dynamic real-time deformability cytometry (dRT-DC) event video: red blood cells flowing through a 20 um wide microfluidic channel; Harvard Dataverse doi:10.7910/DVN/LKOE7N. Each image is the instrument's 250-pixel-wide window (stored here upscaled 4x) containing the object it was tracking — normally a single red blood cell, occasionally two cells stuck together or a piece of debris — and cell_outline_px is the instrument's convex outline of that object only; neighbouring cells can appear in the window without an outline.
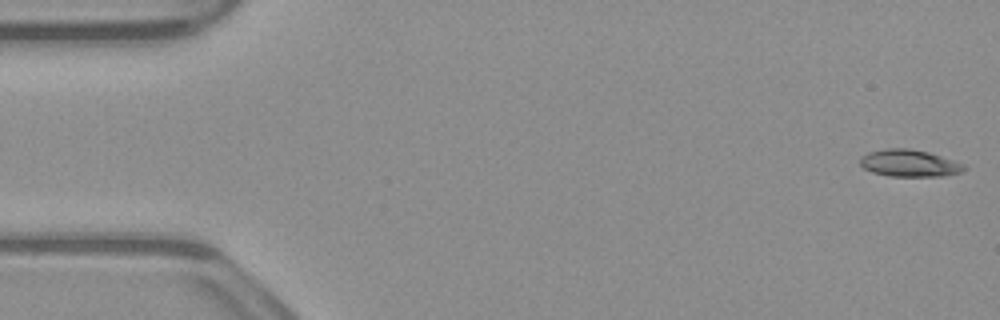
{"species": "common noctule bat (a hibernating species)", "species_latin": "Nyctalus noctula", "temperature_condition": "warm", "stored_images_in_passage": 52, "camera_frame_rate_fps": 3000, "um_per_image_px": 0.085, "animal": {"sex": "male", "body_mass_g": 23.1, "forearm_length_mm": 52.7}, "frame": {"image": 1, "passage_image": 1, "time_ms": 0.0, "image_size_px": [1000, 320], "cell_outline_px": [[968, 168], [964, 172], [944, 176], [888, 176], [872, 172], [864, 168], [860, 164], [860, 156], [868, 152], [884, 148], [912, 148], [928, 152], [964, 164]], "centroid_in_image_um": [77.3, 13.87], "position_along_channel_um": 7.7, "area_um2": 16.59}}
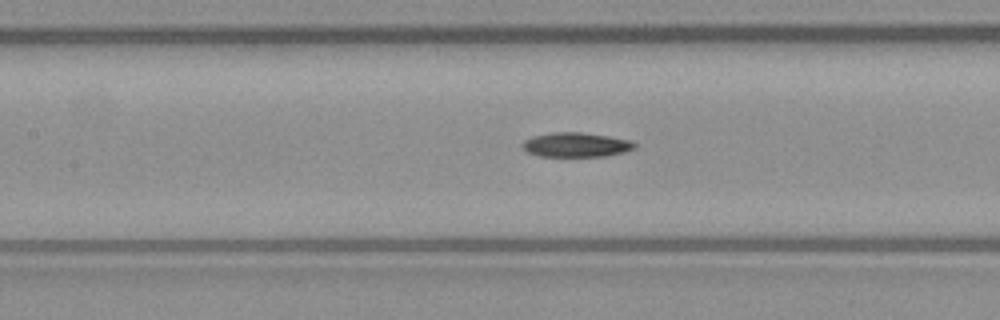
{"frame": {"image": 2, "passage_image": 23, "time_ms": 7.333, "image_size_px": [1000, 320], "cell_outline_px": [[636, 148], [624, 152], [604, 156], [540, 156], [528, 152], [520, 144], [524, 140], [532, 136], [552, 132], [580, 132], [608, 136], [632, 140], [636, 144]], "centroid_in_image_um": [48.97, 12.3], "position_along_channel_um": 158.4, "area_um2": 16.01}}
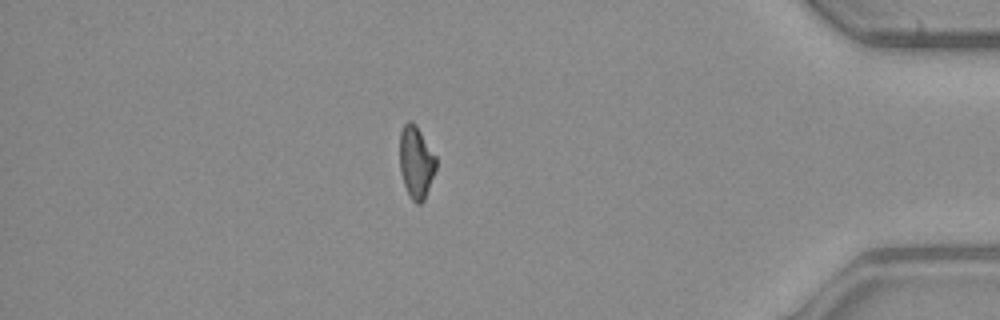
{"frame": {"image": 3, "passage_image": 45, "time_ms": 14.667, "image_size_px": [1000, 320], "cell_outline_px": [[436, 168], [424, 200], [420, 204], [416, 204], [412, 200], [404, 184], [400, 172], [400, 132], [404, 124], [408, 120], [416, 124], [436, 156]], "centroid_in_image_um": [35.36, 13.77], "position_along_channel_um": 399.8, "area_um2": 15.26}}